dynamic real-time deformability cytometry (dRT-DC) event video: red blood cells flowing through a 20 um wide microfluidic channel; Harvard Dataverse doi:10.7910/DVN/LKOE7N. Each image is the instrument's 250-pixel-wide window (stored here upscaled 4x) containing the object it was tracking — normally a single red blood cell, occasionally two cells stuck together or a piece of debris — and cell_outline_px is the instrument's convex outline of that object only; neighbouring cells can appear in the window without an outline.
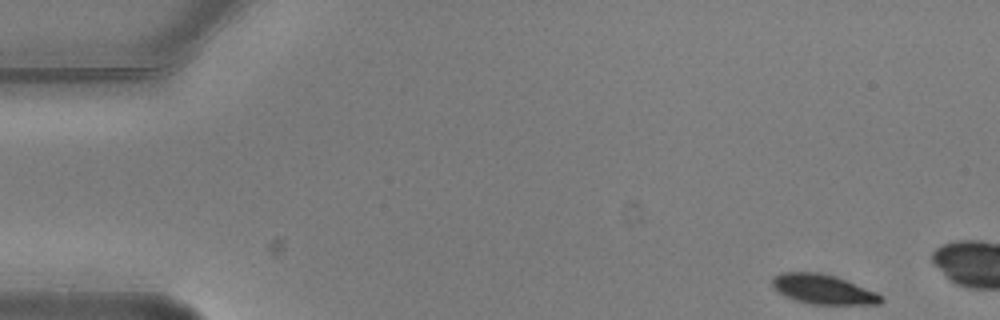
{"species": "common noctule bat (a hibernating species)", "species_latin": "Nyctalus noctula", "temperature_condition": "warm", "stored_images_in_passage": 4, "camera_frame_rate_fps": 3000, "um_per_image_px": 0.085, "animal": {"sex": "male", "body_mass_g": 20.5, "forearm_length_mm": 52.5}, "frame": {"image": 1, "passage_image": 1, "time_ms": 0.0, "image_size_px": [1000, 320], "cell_outline_px": [[884, 300], [880, 304], [808, 304], [784, 296], [776, 292], [772, 284], [772, 280], [780, 272], [820, 272], [836, 276], [876, 292], [884, 296]], "centroid_in_image_um": [69.96, 24.59], "position_along_channel_um": 15.0, "area_um2": 18.9}}